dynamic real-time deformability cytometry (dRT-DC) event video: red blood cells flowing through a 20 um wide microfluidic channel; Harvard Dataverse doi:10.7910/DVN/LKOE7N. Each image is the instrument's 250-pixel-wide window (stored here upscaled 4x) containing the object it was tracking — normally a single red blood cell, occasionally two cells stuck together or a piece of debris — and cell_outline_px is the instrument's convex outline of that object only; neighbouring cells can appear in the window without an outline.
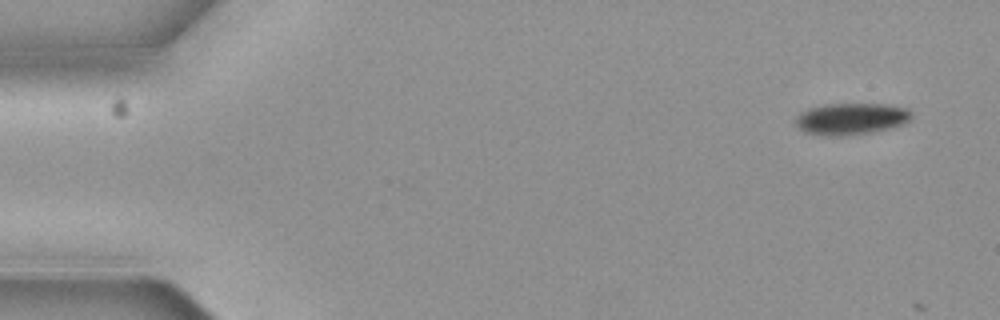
{"species": "common noctule bat (a hibernating species)", "species_latin": "Nyctalus noctula", "temperature_condition": "cold", "stored_images_in_passage": 5, "camera_frame_rate_fps": 3000, "um_per_image_px": 0.085, "animal": {"sex": "female", "body_mass_g": 19.3, "forearm_length_mm": 54.1}, "frame": {"image": 1, "passage_image": 1, "time_ms": 0.0, "image_size_px": [1000, 320], "cell_outline_px": [[912, 116], [904, 124], [892, 128], [872, 132], [840, 136], [836, 136], [804, 132], [796, 124], [796, 116], [800, 112], [808, 108], [828, 104], [884, 104], [904, 108], [912, 112]], "centroid_in_image_um": [72.35, 10.09], "position_along_channel_um": 12.7, "area_um2": 21.21}}